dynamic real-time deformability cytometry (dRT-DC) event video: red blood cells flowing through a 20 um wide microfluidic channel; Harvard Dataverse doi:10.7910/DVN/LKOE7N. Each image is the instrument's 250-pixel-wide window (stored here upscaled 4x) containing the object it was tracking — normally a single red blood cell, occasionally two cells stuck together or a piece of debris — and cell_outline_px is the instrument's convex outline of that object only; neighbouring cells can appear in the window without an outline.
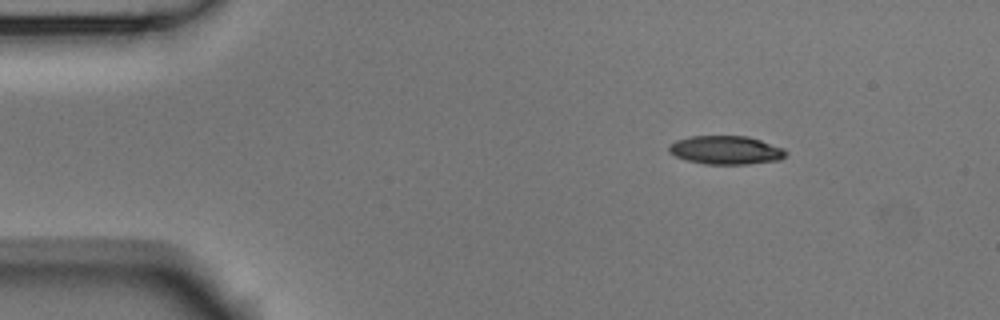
{"species": "Egyptian fruit bat (a non-hibernating species)", "species_latin": "Rousettus aegyptiacus", "temperature_condition": "room temperature", "stored_images_in_passage": 3, "camera_frame_rate_fps": 3000, "um_per_image_px": 0.085, "animal": {"sex": "male"}, "frame": {"image": 1, "passage_image": 1, "time_ms": 0.0, "image_size_px": [1000, 320], "cell_outline_px": [[788, 152], [780, 160], [748, 164], [704, 164], [688, 160], [676, 156], [668, 152], [668, 144], [676, 140], [688, 136], [748, 136], [784, 148]], "centroid_in_image_um": [61.69, 12.75], "position_along_channel_um": 23.3, "area_um2": 19.54}}